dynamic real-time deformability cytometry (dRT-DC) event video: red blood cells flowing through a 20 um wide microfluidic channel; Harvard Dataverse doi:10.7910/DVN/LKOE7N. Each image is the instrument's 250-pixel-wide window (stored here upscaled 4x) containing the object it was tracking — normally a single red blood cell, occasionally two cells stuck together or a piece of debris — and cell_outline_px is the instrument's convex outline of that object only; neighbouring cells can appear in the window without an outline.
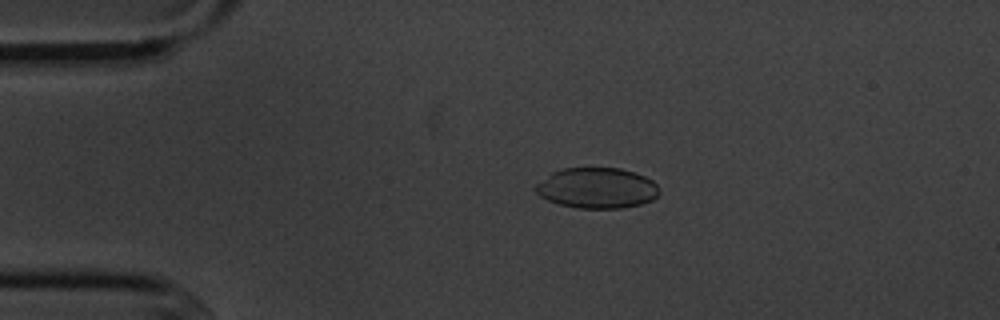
{"species": "common noctule bat (a hibernating species)", "species_latin": "Nyctalus noctula", "temperature_condition": "cold", "stored_images_in_passage": 4, "camera_frame_rate_fps": 3000, "um_per_image_px": 0.085, "animal": {"sex": "male", "body_mass_g": 20.1, "forearm_length_mm": 53.5}, "frame": {"image": 1, "passage_image": 3, "time_ms": 2.333, "image_size_px": [1000, 320], "cell_outline_px": [[660, 192], [652, 200], [640, 204], [624, 208], [576, 208], [560, 204], [548, 200], [540, 196], [532, 188], [536, 184], [552, 172], [560, 168], [620, 168], [636, 172], [652, 180], [656, 184]], "centroid_in_image_um": [50.73, 15.98], "position_along_channel_um": 34.3, "area_um2": 29.36}}